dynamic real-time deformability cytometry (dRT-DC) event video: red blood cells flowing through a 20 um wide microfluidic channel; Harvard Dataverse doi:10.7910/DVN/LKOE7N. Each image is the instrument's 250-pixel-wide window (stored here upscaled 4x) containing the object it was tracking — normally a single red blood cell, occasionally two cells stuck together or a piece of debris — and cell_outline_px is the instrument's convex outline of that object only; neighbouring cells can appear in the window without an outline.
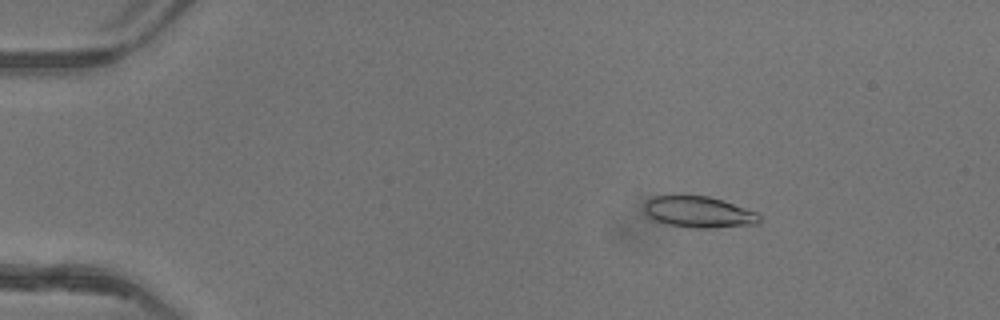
{"species": "common noctule bat (a hibernating species)", "species_latin": "Nyctalus noctula", "temperature_condition": "warm", "stored_images_in_passage": 51, "camera_frame_rate_fps": 3000, "um_per_image_px": 0.085, "animal": {"sex": "female"}, "frame": {"image": 1, "passage_image": 9, "time_ms": 2.667, "image_size_px": [1000, 320], "cell_outline_px": [[760, 220], [756, 224], [712, 228], [688, 228], [668, 224], [652, 220], [644, 216], [644, 204], [652, 196], [676, 192], [680, 192], [708, 196], [724, 200], [756, 212], [760, 216]], "centroid_in_image_um": [59.28, 17.97], "position_along_channel_um": 25.7, "area_um2": 22.02}}
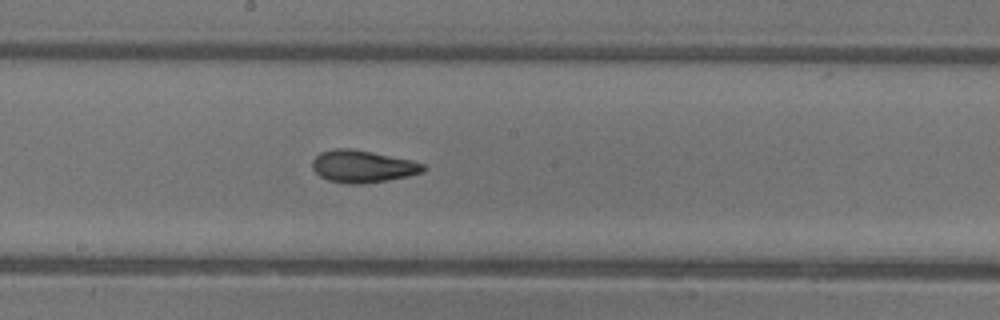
{"frame": {"image": 2, "passage_image": 29, "time_ms": 9.333, "image_size_px": [1000, 320], "cell_outline_px": [[428, 168], [424, 172], [408, 176], [388, 180], [364, 184], [348, 184], [328, 180], [320, 176], [312, 168], [312, 160], [320, 152], [336, 148], [352, 148], [412, 160], [424, 164]], "centroid_in_image_um": [30.84, 14.14], "position_along_channel_um": 217.4, "area_um2": 21.04}}
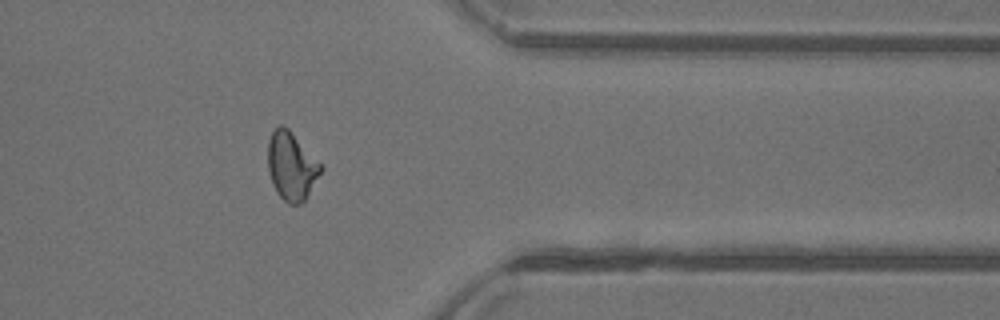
{"frame": {"image": 3, "passage_image": 42, "time_ms": 13.667, "image_size_px": [1000, 320], "cell_outline_px": [[324, 168], [304, 200], [300, 204], [288, 204], [276, 192], [272, 184], [268, 168], [268, 140], [272, 132], [280, 124], [284, 124], [324, 164]], "centroid_in_image_um": [24.8, 14.09], "position_along_channel_um": 386.6, "area_um2": 21.27}, "authors_computed_cell_mechanics": {"area_um2": 20.7502, "velocity_mm_per_s": 4.1797, "shape_relaxation_time_tau1_ms": 4.6497, "shape_relaxation_time_tau2_ms": 1.247, "deformation_change_tau1": 0.1801, "deformation_change_tau2": 0.0842}}